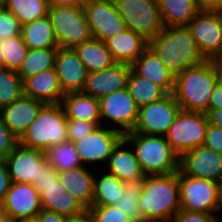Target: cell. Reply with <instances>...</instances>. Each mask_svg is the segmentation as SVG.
<instances>
[{"label":"cell","instance_id":"1","mask_svg":"<svg viewBox=\"0 0 222 222\" xmlns=\"http://www.w3.org/2000/svg\"><path fill=\"white\" fill-rule=\"evenodd\" d=\"M139 210L142 222H171L181 210L178 172L144 175Z\"/></svg>","mask_w":222,"mask_h":222},{"label":"cell","instance_id":"2","mask_svg":"<svg viewBox=\"0 0 222 222\" xmlns=\"http://www.w3.org/2000/svg\"><path fill=\"white\" fill-rule=\"evenodd\" d=\"M148 47L175 77L206 61L187 26H164Z\"/></svg>","mask_w":222,"mask_h":222},{"label":"cell","instance_id":"3","mask_svg":"<svg viewBox=\"0 0 222 222\" xmlns=\"http://www.w3.org/2000/svg\"><path fill=\"white\" fill-rule=\"evenodd\" d=\"M217 82L213 63L206 60L175 77L173 95L181 110L207 113L209 100Z\"/></svg>","mask_w":222,"mask_h":222},{"label":"cell","instance_id":"4","mask_svg":"<svg viewBox=\"0 0 222 222\" xmlns=\"http://www.w3.org/2000/svg\"><path fill=\"white\" fill-rule=\"evenodd\" d=\"M124 139L133 148L145 175L175 174L180 170V156L164 136L128 132Z\"/></svg>","mask_w":222,"mask_h":222},{"label":"cell","instance_id":"5","mask_svg":"<svg viewBox=\"0 0 222 222\" xmlns=\"http://www.w3.org/2000/svg\"><path fill=\"white\" fill-rule=\"evenodd\" d=\"M66 125L67 117L61 103L44 104L19 143L45 152L53 145L68 141Z\"/></svg>","mask_w":222,"mask_h":222},{"label":"cell","instance_id":"6","mask_svg":"<svg viewBox=\"0 0 222 222\" xmlns=\"http://www.w3.org/2000/svg\"><path fill=\"white\" fill-rule=\"evenodd\" d=\"M48 17L51 20L58 47L74 48L92 38L81 3L52 0Z\"/></svg>","mask_w":222,"mask_h":222},{"label":"cell","instance_id":"7","mask_svg":"<svg viewBox=\"0 0 222 222\" xmlns=\"http://www.w3.org/2000/svg\"><path fill=\"white\" fill-rule=\"evenodd\" d=\"M178 181L182 210L211 215L221 214L222 191L220 183L186 176L180 170L178 171Z\"/></svg>","mask_w":222,"mask_h":222},{"label":"cell","instance_id":"8","mask_svg":"<svg viewBox=\"0 0 222 222\" xmlns=\"http://www.w3.org/2000/svg\"><path fill=\"white\" fill-rule=\"evenodd\" d=\"M208 123L205 112L180 110L164 137L181 157L185 152L203 146Z\"/></svg>","mask_w":222,"mask_h":222},{"label":"cell","instance_id":"9","mask_svg":"<svg viewBox=\"0 0 222 222\" xmlns=\"http://www.w3.org/2000/svg\"><path fill=\"white\" fill-rule=\"evenodd\" d=\"M41 198L42 209L65 217H74L87 209L58 180V172L46 159L43 162V177L35 186Z\"/></svg>","mask_w":222,"mask_h":222},{"label":"cell","instance_id":"10","mask_svg":"<svg viewBox=\"0 0 222 222\" xmlns=\"http://www.w3.org/2000/svg\"><path fill=\"white\" fill-rule=\"evenodd\" d=\"M126 28L150 41L164 28L157 0H114Z\"/></svg>","mask_w":222,"mask_h":222},{"label":"cell","instance_id":"11","mask_svg":"<svg viewBox=\"0 0 222 222\" xmlns=\"http://www.w3.org/2000/svg\"><path fill=\"white\" fill-rule=\"evenodd\" d=\"M123 138L124 135L120 131L100 125L74 144L83 166L101 170Z\"/></svg>","mask_w":222,"mask_h":222},{"label":"cell","instance_id":"12","mask_svg":"<svg viewBox=\"0 0 222 222\" xmlns=\"http://www.w3.org/2000/svg\"><path fill=\"white\" fill-rule=\"evenodd\" d=\"M102 125L118 130L123 135L133 131L139 107L127 88L112 92L99 100Z\"/></svg>","mask_w":222,"mask_h":222},{"label":"cell","instance_id":"13","mask_svg":"<svg viewBox=\"0 0 222 222\" xmlns=\"http://www.w3.org/2000/svg\"><path fill=\"white\" fill-rule=\"evenodd\" d=\"M82 5L93 38L105 42L126 30L114 0H85Z\"/></svg>","mask_w":222,"mask_h":222},{"label":"cell","instance_id":"14","mask_svg":"<svg viewBox=\"0 0 222 222\" xmlns=\"http://www.w3.org/2000/svg\"><path fill=\"white\" fill-rule=\"evenodd\" d=\"M180 110L173 93H169L162 99L139 108L138 119L131 132L165 136Z\"/></svg>","mask_w":222,"mask_h":222},{"label":"cell","instance_id":"15","mask_svg":"<svg viewBox=\"0 0 222 222\" xmlns=\"http://www.w3.org/2000/svg\"><path fill=\"white\" fill-rule=\"evenodd\" d=\"M191 36L206 60L222 53V12L200 11L188 24Z\"/></svg>","mask_w":222,"mask_h":222},{"label":"cell","instance_id":"16","mask_svg":"<svg viewBox=\"0 0 222 222\" xmlns=\"http://www.w3.org/2000/svg\"><path fill=\"white\" fill-rule=\"evenodd\" d=\"M44 151L28 148L20 143L4 158L11 183H29L36 186L43 177Z\"/></svg>","mask_w":222,"mask_h":222},{"label":"cell","instance_id":"17","mask_svg":"<svg viewBox=\"0 0 222 222\" xmlns=\"http://www.w3.org/2000/svg\"><path fill=\"white\" fill-rule=\"evenodd\" d=\"M0 209L11 222L34 218L42 209L39 192L29 183H11Z\"/></svg>","mask_w":222,"mask_h":222},{"label":"cell","instance_id":"18","mask_svg":"<svg viewBox=\"0 0 222 222\" xmlns=\"http://www.w3.org/2000/svg\"><path fill=\"white\" fill-rule=\"evenodd\" d=\"M180 171L186 176L222 180V155L204 146L185 152L180 157Z\"/></svg>","mask_w":222,"mask_h":222},{"label":"cell","instance_id":"19","mask_svg":"<svg viewBox=\"0 0 222 222\" xmlns=\"http://www.w3.org/2000/svg\"><path fill=\"white\" fill-rule=\"evenodd\" d=\"M54 69L64 94L82 92L89 73L74 48L58 47Z\"/></svg>","mask_w":222,"mask_h":222},{"label":"cell","instance_id":"20","mask_svg":"<svg viewBox=\"0 0 222 222\" xmlns=\"http://www.w3.org/2000/svg\"><path fill=\"white\" fill-rule=\"evenodd\" d=\"M132 66L115 63L112 67L88 74L83 93L100 100L112 92L127 88V81Z\"/></svg>","mask_w":222,"mask_h":222},{"label":"cell","instance_id":"21","mask_svg":"<svg viewBox=\"0 0 222 222\" xmlns=\"http://www.w3.org/2000/svg\"><path fill=\"white\" fill-rule=\"evenodd\" d=\"M43 102L23 95L17 101L0 109V117L9 130L19 139L34 122Z\"/></svg>","mask_w":222,"mask_h":222},{"label":"cell","instance_id":"22","mask_svg":"<svg viewBox=\"0 0 222 222\" xmlns=\"http://www.w3.org/2000/svg\"><path fill=\"white\" fill-rule=\"evenodd\" d=\"M96 171V169L87 166H80L58 172L60 184L87 210L93 206Z\"/></svg>","mask_w":222,"mask_h":222},{"label":"cell","instance_id":"23","mask_svg":"<svg viewBox=\"0 0 222 222\" xmlns=\"http://www.w3.org/2000/svg\"><path fill=\"white\" fill-rule=\"evenodd\" d=\"M104 170L122 182L144 178L145 175L133 148L124 138L113 149Z\"/></svg>","mask_w":222,"mask_h":222},{"label":"cell","instance_id":"24","mask_svg":"<svg viewBox=\"0 0 222 222\" xmlns=\"http://www.w3.org/2000/svg\"><path fill=\"white\" fill-rule=\"evenodd\" d=\"M24 95L44 104L61 103L64 93L54 68L33 75L23 81Z\"/></svg>","mask_w":222,"mask_h":222},{"label":"cell","instance_id":"25","mask_svg":"<svg viewBox=\"0 0 222 222\" xmlns=\"http://www.w3.org/2000/svg\"><path fill=\"white\" fill-rule=\"evenodd\" d=\"M131 66L138 76L152 81L167 94L173 93L175 76L165 68L160 58L149 47Z\"/></svg>","mask_w":222,"mask_h":222},{"label":"cell","instance_id":"26","mask_svg":"<svg viewBox=\"0 0 222 222\" xmlns=\"http://www.w3.org/2000/svg\"><path fill=\"white\" fill-rule=\"evenodd\" d=\"M105 43L117 63L130 65L148 48V40L128 28Z\"/></svg>","mask_w":222,"mask_h":222},{"label":"cell","instance_id":"27","mask_svg":"<svg viewBox=\"0 0 222 222\" xmlns=\"http://www.w3.org/2000/svg\"><path fill=\"white\" fill-rule=\"evenodd\" d=\"M61 105L64 108L67 119L102 122L100 102L91 95L83 92L67 93L62 99Z\"/></svg>","mask_w":222,"mask_h":222},{"label":"cell","instance_id":"28","mask_svg":"<svg viewBox=\"0 0 222 222\" xmlns=\"http://www.w3.org/2000/svg\"><path fill=\"white\" fill-rule=\"evenodd\" d=\"M79 59L87 68L88 73L102 71L117 63L105 42L91 38L74 47Z\"/></svg>","mask_w":222,"mask_h":222},{"label":"cell","instance_id":"29","mask_svg":"<svg viewBox=\"0 0 222 222\" xmlns=\"http://www.w3.org/2000/svg\"><path fill=\"white\" fill-rule=\"evenodd\" d=\"M164 26H187L200 12L196 0H157Z\"/></svg>","mask_w":222,"mask_h":222},{"label":"cell","instance_id":"30","mask_svg":"<svg viewBox=\"0 0 222 222\" xmlns=\"http://www.w3.org/2000/svg\"><path fill=\"white\" fill-rule=\"evenodd\" d=\"M21 35L29 49L58 48L48 15L22 25Z\"/></svg>","mask_w":222,"mask_h":222},{"label":"cell","instance_id":"31","mask_svg":"<svg viewBox=\"0 0 222 222\" xmlns=\"http://www.w3.org/2000/svg\"><path fill=\"white\" fill-rule=\"evenodd\" d=\"M123 191L124 186L120 179L107 173L104 169L97 170L93 206L115 205L122 197Z\"/></svg>","mask_w":222,"mask_h":222},{"label":"cell","instance_id":"32","mask_svg":"<svg viewBox=\"0 0 222 222\" xmlns=\"http://www.w3.org/2000/svg\"><path fill=\"white\" fill-rule=\"evenodd\" d=\"M127 89L139 108L158 101L167 95L160 86L138 76L133 70H131L128 77Z\"/></svg>","mask_w":222,"mask_h":222},{"label":"cell","instance_id":"33","mask_svg":"<svg viewBox=\"0 0 222 222\" xmlns=\"http://www.w3.org/2000/svg\"><path fill=\"white\" fill-rule=\"evenodd\" d=\"M58 48L29 49L26 59L18 70V75L25 79L40 72L54 68Z\"/></svg>","mask_w":222,"mask_h":222},{"label":"cell","instance_id":"34","mask_svg":"<svg viewBox=\"0 0 222 222\" xmlns=\"http://www.w3.org/2000/svg\"><path fill=\"white\" fill-rule=\"evenodd\" d=\"M52 0H7L6 9L18 19L20 25L48 15Z\"/></svg>","mask_w":222,"mask_h":222},{"label":"cell","instance_id":"35","mask_svg":"<svg viewBox=\"0 0 222 222\" xmlns=\"http://www.w3.org/2000/svg\"><path fill=\"white\" fill-rule=\"evenodd\" d=\"M45 154L49 164L57 172L83 166L73 142L67 141L59 145H53L45 151Z\"/></svg>","mask_w":222,"mask_h":222},{"label":"cell","instance_id":"36","mask_svg":"<svg viewBox=\"0 0 222 222\" xmlns=\"http://www.w3.org/2000/svg\"><path fill=\"white\" fill-rule=\"evenodd\" d=\"M144 178L123 182L122 197L114 205L133 222H142L139 210V197Z\"/></svg>","mask_w":222,"mask_h":222},{"label":"cell","instance_id":"37","mask_svg":"<svg viewBox=\"0 0 222 222\" xmlns=\"http://www.w3.org/2000/svg\"><path fill=\"white\" fill-rule=\"evenodd\" d=\"M24 95L23 80L16 71L0 70V109L17 101Z\"/></svg>","mask_w":222,"mask_h":222},{"label":"cell","instance_id":"38","mask_svg":"<svg viewBox=\"0 0 222 222\" xmlns=\"http://www.w3.org/2000/svg\"><path fill=\"white\" fill-rule=\"evenodd\" d=\"M5 68L16 71L26 59L29 48L23 41L22 35L2 40Z\"/></svg>","mask_w":222,"mask_h":222},{"label":"cell","instance_id":"39","mask_svg":"<svg viewBox=\"0 0 222 222\" xmlns=\"http://www.w3.org/2000/svg\"><path fill=\"white\" fill-rule=\"evenodd\" d=\"M88 211L93 222H133L114 205L92 206Z\"/></svg>","mask_w":222,"mask_h":222},{"label":"cell","instance_id":"40","mask_svg":"<svg viewBox=\"0 0 222 222\" xmlns=\"http://www.w3.org/2000/svg\"><path fill=\"white\" fill-rule=\"evenodd\" d=\"M21 34L18 19L5 7H0V40H5Z\"/></svg>","mask_w":222,"mask_h":222},{"label":"cell","instance_id":"41","mask_svg":"<svg viewBox=\"0 0 222 222\" xmlns=\"http://www.w3.org/2000/svg\"><path fill=\"white\" fill-rule=\"evenodd\" d=\"M102 122H89L77 119H67V138L69 142H75L88 135Z\"/></svg>","mask_w":222,"mask_h":222},{"label":"cell","instance_id":"42","mask_svg":"<svg viewBox=\"0 0 222 222\" xmlns=\"http://www.w3.org/2000/svg\"><path fill=\"white\" fill-rule=\"evenodd\" d=\"M18 144L19 138L9 130L0 117V160H4Z\"/></svg>","mask_w":222,"mask_h":222},{"label":"cell","instance_id":"43","mask_svg":"<svg viewBox=\"0 0 222 222\" xmlns=\"http://www.w3.org/2000/svg\"><path fill=\"white\" fill-rule=\"evenodd\" d=\"M171 222H220L219 215L180 210Z\"/></svg>","mask_w":222,"mask_h":222},{"label":"cell","instance_id":"44","mask_svg":"<svg viewBox=\"0 0 222 222\" xmlns=\"http://www.w3.org/2000/svg\"><path fill=\"white\" fill-rule=\"evenodd\" d=\"M203 146L222 155V127L208 123Z\"/></svg>","mask_w":222,"mask_h":222},{"label":"cell","instance_id":"45","mask_svg":"<svg viewBox=\"0 0 222 222\" xmlns=\"http://www.w3.org/2000/svg\"><path fill=\"white\" fill-rule=\"evenodd\" d=\"M11 186V179L7 164L0 160V207L4 201L5 195Z\"/></svg>","mask_w":222,"mask_h":222},{"label":"cell","instance_id":"46","mask_svg":"<svg viewBox=\"0 0 222 222\" xmlns=\"http://www.w3.org/2000/svg\"><path fill=\"white\" fill-rule=\"evenodd\" d=\"M222 109V85L217 82L209 100L208 110Z\"/></svg>","mask_w":222,"mask_h":222},{"label":"cell","instance_id":"47","mask_svg":"<svg viewBox=\"0 0 222 222\" xmlns=\"http://www.w3.org/2000/svg\"><path fill=\"white\" fill-rule=\"evenodd\" d=\"M200 11L222 12V0H196Z\"/></svg>","mask_w":222,"mask_h":222},{"label":"cell","instance_id":"48","mask_svg":"<svg viewBox=\"0 0 222 222\" xmlns=\"http://www.w3.org/2000/svg\"><path fill=\"white\" fill-rule=\"evenodd\" d=\"M36 218L38 222H65L67 217L56 212L41 209V211L36 215Z\"/></svg>","mask_w":222,"mask_h":222},{"label":"cell","instance_id":"49","mask_svg":"<svg viewBox=\"0 0 222 222\" xmlns=\"http://www.w3.org/2000/svg\"><path fill=\"white\" fill-rule=\"evenodd\" d=\"M209 123L218 127H222V109L208 110Z\"/></svg>","mask_w":222,"mask_h":222},{"label":"cell","instance_id":"50","mask_svg":"<svg viewBox=\"0 0 222 222\" xmlns=\"http://www.w3.org/2000/svg\"><path fill=\"white\" fill-rule=\"evenodd\" d=\"M65 222H93L91 215L88 210H86L84 213L74 216V217H67Z\"/></svg>","mask_w":222,"mask_h":222},{"label":"cell","instance_id":"51","mask_svg":"<svg viewBox=\"0 0 222 222\" xmlns=\"http://www.w3.org/2000/svg\"><path fill=\"white\" fill-rule=\"evenodd\" d=\"M211 61L217 75V81L222 85V59L214 58Z\"/></svg>","mask_w":222,"mask_h":222},{"label":"cell","instance_id":"52","mask_svg":"<svg viewBox=\"0 0 222 222\" xmlns=\"http://www.w3.org/2000/svg\"><path fill=\"white\" fill-rule=\"evenodd\" d=\"M5 68L2 40H0V70Z\"/></svg>","mask_w":222,"mask_h":222},{"label":"cell","instance_id":"53","mask_svg":"<svg viewBox=\"0 0 222 222\" xmlns=\"http://www.w3.org/2000/svg\"><path fill=\"white\" fill-rule=\"evenodd\" d=\"M0 222H11L10 218L0 209Z\"/></svg>","mask_w":222,"mask_h":222},{"label":"cell","instance_id":"54","mask_svg":"<svg viewBox=\"0 0 222 222\" xmlns=\"http://www.w3.org/2000/svg\"><path fill=\"white\" fill-rule=\"evenodd\" d=\"M14 222H38V220L36 217H34V218L20 219Z\"/></svg>","mask_w":222,"mask_h":222},{"label":"cell","instance_id":"55","mask_svg":"<svg viewBox=\"0 0 222 222\" xmlns=\"http://www.w3.org/2000/svg\"><path fill=\"white\" fill-rule=\"evenodd\" d=\"M85 0H60V2H75V3H83Z\"/></svg>","mask_w":222,"mask_h":222},{"label":"cell","instance_id":"56","mask_svg":"<svg viewBox=\"0 0 222 222\" xmlns=\"http://www.w3.org/2000/svg\"><path fill=\"white\" fill-rule=\"evenodd\" d=\"M7 3V0H0V7H4Z\"/></svg>","mask_w":222,"mask_h":222},{"label":"cell","instance_id":"57","mask_svg":"<svg viewBox=\"0 0 222 222\" xmlns=\"http://www.w3.org/2000/svg\"><path fill=\"white\" fill-rule=\"evenodd\" d=\"M220 187H221V191H222V180H221V182H220Z\"/></svg>","mask_w":222,"mask_h":222}]
</instances>
